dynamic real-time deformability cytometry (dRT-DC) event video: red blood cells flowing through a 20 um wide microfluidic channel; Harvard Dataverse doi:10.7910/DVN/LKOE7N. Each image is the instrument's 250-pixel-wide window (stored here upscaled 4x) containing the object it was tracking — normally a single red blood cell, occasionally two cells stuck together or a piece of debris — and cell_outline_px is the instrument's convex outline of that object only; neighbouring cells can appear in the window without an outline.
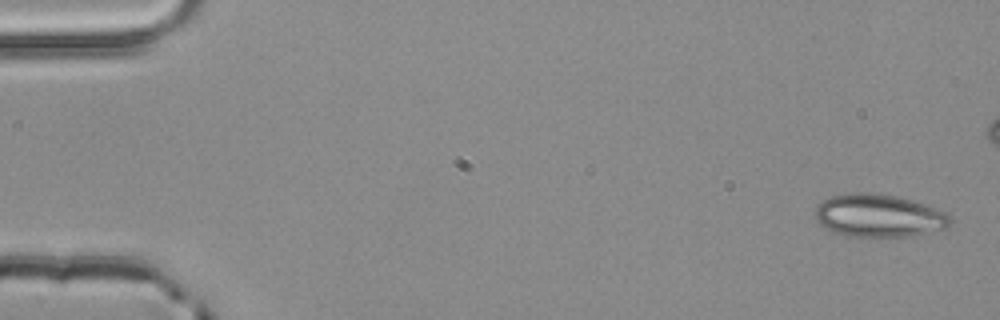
{"species": "common noctule bat (a hibernating species)", "species_latin": "Nyctalus noctula", "temperature_condition": "room temperature", "stored_images_in_passage": 5, "camera_frame_rate_fps": 3000, "um_per_image_px": 0.085, "animal": {"sex": "male", "body_mass_g": 20.4}, "frame": {"image": 1, "passage_image": 1, "time_ms": 0.0, "image_size_px": [1000, 320], "cell_outline_px": [[952, 224], [948, 228], [908, 236], [848, 236], [836, 232], [820, 224], [816, 220], [816, 208], [828, 196], [852, 192], [872, 192], [896, 196], [912, 200], [948, 212], [952, 220]], "centroid_in_image_um": [74.74, 18.31], "position_along_channel_um": 10.3, "area_um2": 33.7}}